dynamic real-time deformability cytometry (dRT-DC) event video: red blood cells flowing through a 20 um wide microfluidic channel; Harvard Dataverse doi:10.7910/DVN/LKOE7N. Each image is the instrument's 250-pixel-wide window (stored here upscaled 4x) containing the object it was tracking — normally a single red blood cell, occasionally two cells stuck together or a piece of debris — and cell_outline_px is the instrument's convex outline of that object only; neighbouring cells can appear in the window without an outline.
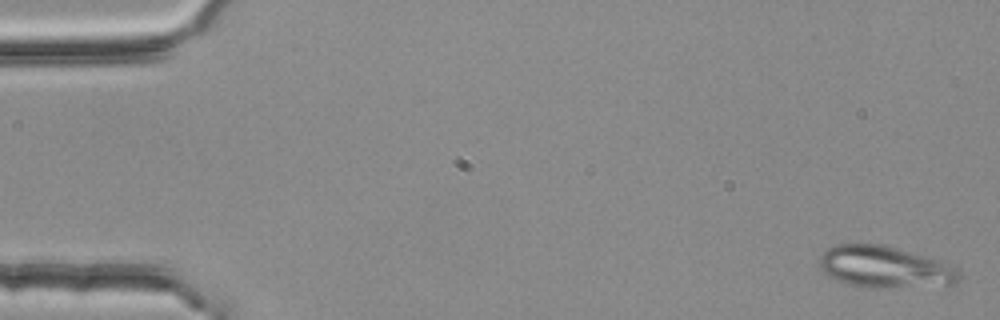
{"species": "common noctule bat (a hibernating species)", "species_latin": "Nyctalus noctula", "temperature_condition": "room temperature", "stored_images_in_passage": 5, "camera_frame_rate_fps": 3000, "um_per_image_px": 0.085, "animal": {"sex": "female", "body_mass_g": 25.1}, "frame": {"image": 1, "passage_image": 1, "time_ms": 0.0, "image_size_px": [1000, 320], "cell_outline_px": [[960, 280], [956, 288], [868, 288], [848, 284], [836, 280], [828, 276], [820, 268], [820, 256], [828, 248], [836, 244], [880, 244], [940, 260], [960, 268]], "centroid_in_image_um": [75.36, 22.76], "position_along_channel_um": 9.6, "area_um2": 35.14}}